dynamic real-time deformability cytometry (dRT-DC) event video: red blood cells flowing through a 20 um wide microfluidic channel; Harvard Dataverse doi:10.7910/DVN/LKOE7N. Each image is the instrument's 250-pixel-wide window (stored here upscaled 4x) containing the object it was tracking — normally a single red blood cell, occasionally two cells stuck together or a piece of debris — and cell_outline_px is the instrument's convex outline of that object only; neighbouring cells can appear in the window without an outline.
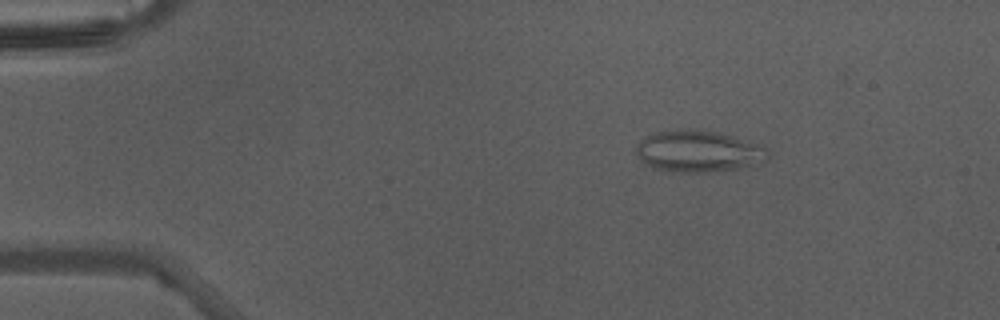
{"species": "Egyptian fruit bat (a non-hibernating species)", "species_latin": "Rousettus aegyptiacus", "temperature_condition": "warm", "stored_images_in_passage": 35, "camera_frame_rate_fps": 3000, "um_per_image_px": 0.085, "animal": {"sex": "male"}, "frame": {"image": 1, "passage_image": 7, "time_ms": 2.0, "image_size_px": [1000, 320], "cell_outline_px": [[768, 156], [764, 160], [736, 168], [704, 172], [680, 172], [656, 168], [640, 160], [636, 156], [636, 148], [640, 140], [644, 136], [656, 132], [680, 128], [692, 128], [716, 132], [732, 136], [760, 144], [768, 152]], "centroid_in_image_um": [59.29, 12.82], "position_along_channel_um": 25.7, "area_um2": 31.56}}
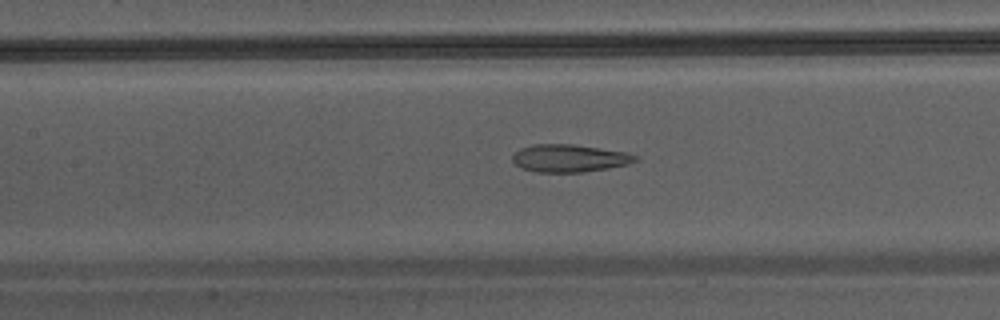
{"frame": {"image": 2, "passage_image": 21, "time_ms": 6.667, "image_size_px": [1000, 320], "cell_outline_px": [[640, 160], [628, 164], [608, 168], [584, 172], [536, 172], [520, 168], [512, 160], [512, 156], [520, 148], [532, 144], [572, 144], [628, 152], [640, 156]], "centroid_in_image_um": [48.43, 13.45], "position_along_channel_um": 159.0, "area_um2": 20.0}}
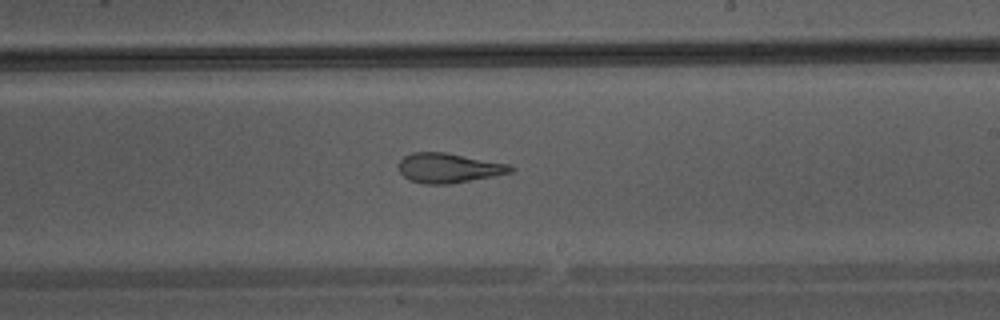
{"frame": {"image": 3, "passage_image": 27, "time_ms": 8.667, "image_size_px": [1000, 320], "cell_outline_px": [[516, 168], [512, 172], [492, 176], [448, 184], [424, 184], [408, 180], [400, 172], [400, 160], [404, 156], [412, 152], [444, 152], [508, 164]], "centroid_in_image_um": [38.11, 14.28], "position_along_channel_um": 250.9, "area_um2": 19.13}}